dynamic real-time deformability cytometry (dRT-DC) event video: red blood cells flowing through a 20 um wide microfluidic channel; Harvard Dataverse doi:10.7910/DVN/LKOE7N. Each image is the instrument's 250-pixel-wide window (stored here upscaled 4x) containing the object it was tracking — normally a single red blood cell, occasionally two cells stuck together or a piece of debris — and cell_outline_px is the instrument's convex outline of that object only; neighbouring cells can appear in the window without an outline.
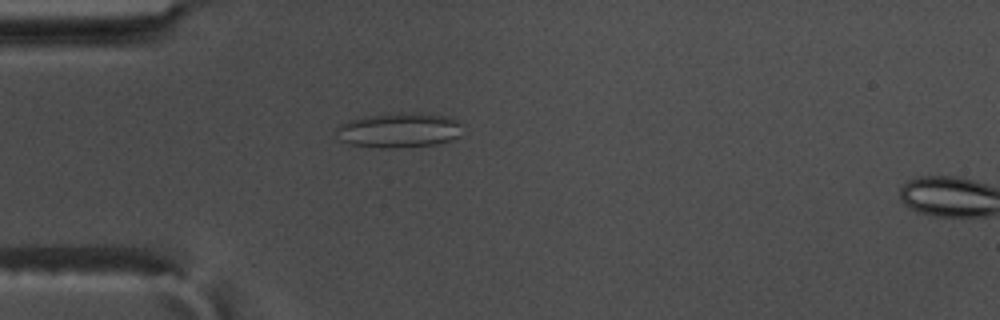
{"species": "common noctule bat (a hibernating species)", "species_latin": "Nyctalus noctula", "temperature_condition": "warm", "stored_images_in_passage": 50, "camera_frame_rate_fps": 3000, "um_per_image_px": 0.085, "animal": {"sex": "male", "body_mass_g": 17.5, "forearm_length_mm": 52.3}, "frame": {"image": 1, "passage_image": 9, "time_ms": 2.667, "image_size_px": [1000, 320], "cell_outline_px": [[460, 136], [436, 144], [400, 148], [376, 148], [348, 144], [340, 140], [336, 132], [336, 128], [340, 124], [352, 120], [368, 116], [400, 112], [444, 116], [456, 120], [460, 124]], "centroid_in_image_um": [33.87, 11.09], "position_along_channel_um": 51.1, "area_um2": 25.37}}
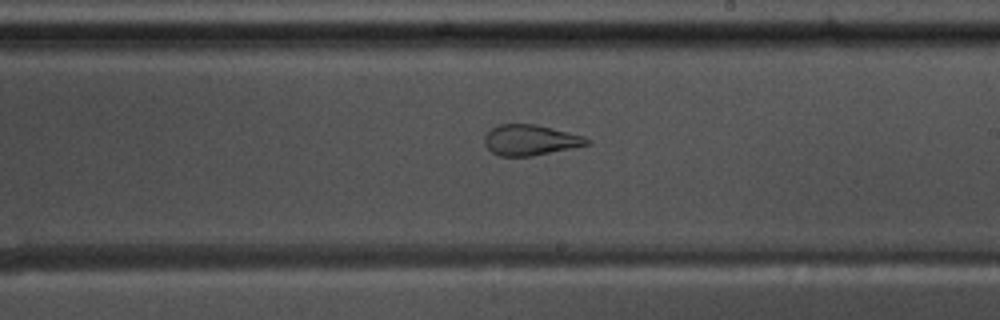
{"frame": {"image": 2, "passage_image": 26, "time_ms": 8.333, "image_size_px": [1000, 320], "cell_outline_px": [[592, 144], [532, 156], [500, 156], [492, 152], [484, 144], [484, 136], [492, 128], [500, 124], [536, 124], [584, 136], [592, 140]], "centroid_in_image_um": [45.11, 11.9], "position_along_channel_um": 243.9, "area_um2": 18.32}}
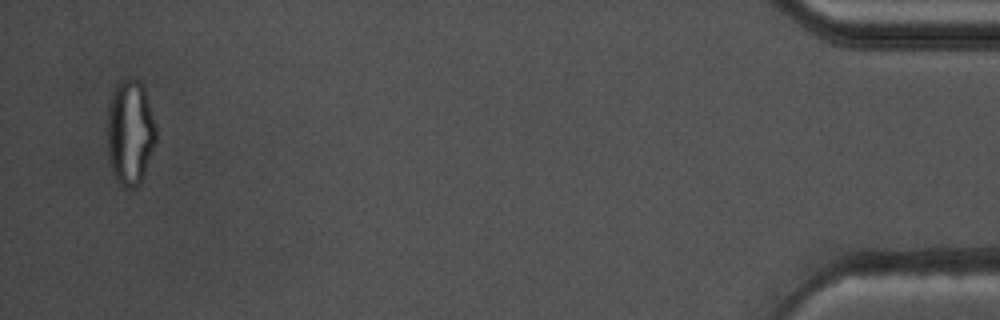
{"frame": {"image": 3, "passage_image": 48, "time_ms": 15.667, "image_size_px": [1000, 320], "cell_outline_px": [[156, 140], [144, 176], [132, 188], [124, 188], [112, 176], [108, 156], [108, 104], [112, 92], [116, 84], [120, 80], [128, 76], [132, 76], [140, 80], [144, 88], [156, 128]], "centroid_in_image_um": [11.04, 11.22], "position_along_channel_um": 424.2, "area_um2": 30.17}, "authors_computed_cell_mechanics": {"area_um2": 24.7095, "velocity_mm_per_s": 3.6011, "shape_relaxation_time_tau1_ms": null, "shape_relaxation_time_tau2_ms": 1.2152, "deformation_change_tau1": null, "deformation_change_tau2": 0.0925}}